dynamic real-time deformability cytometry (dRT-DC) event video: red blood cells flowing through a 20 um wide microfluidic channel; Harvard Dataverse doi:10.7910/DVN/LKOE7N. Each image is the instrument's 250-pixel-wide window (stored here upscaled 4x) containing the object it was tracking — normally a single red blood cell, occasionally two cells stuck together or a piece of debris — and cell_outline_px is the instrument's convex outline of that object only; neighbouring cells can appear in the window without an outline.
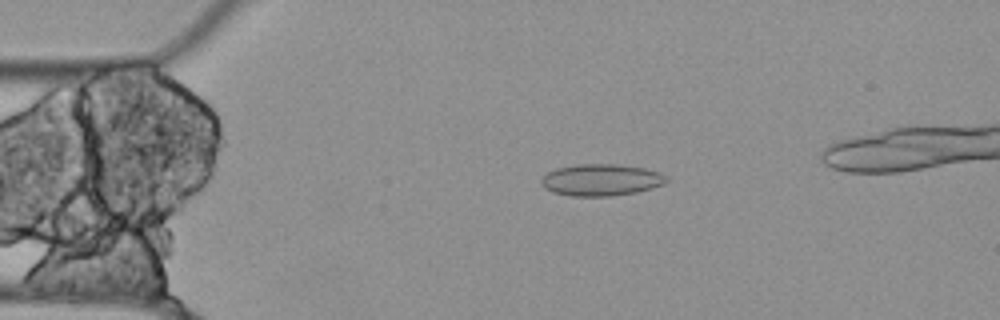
{"species": "Egyptian fruit bat (a non-hibernating species)", "species_latin": "Rousettus aegyptiacus", "temperature_condition": "cold", "stored_images_in_passage": 51, "camera_frame_rate_fps": 3000, "um_per_image_px": 0.085, "animal": {"sex": "female"}, "frame": {"image": 1, "passage_image": 11, "time_ms": 3.333, "image_size_px": [1000, 320], "cell_outline_px": [[668, 180], [664, 184], [652, 188], [636, 192], [612, 196], [572, 196], [552, 192], [544, 188], [540, 184], [540, 180], [548, 172], [556, 168], [580, 164], [616, 164], [644, 168], [668, 176]], "centroid_in_image_um": [51.08, 15.3], "position_along_channel_um": 33.9, "area_um2": 23.18}}
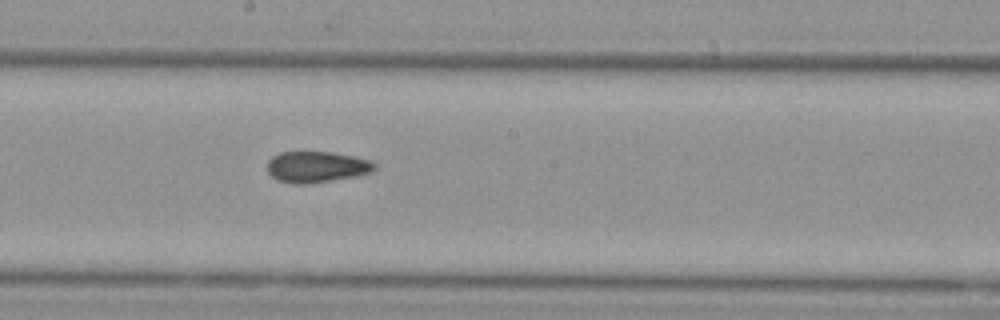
{"frame": {"image": 2, "passage_image": 29, "time_ms": 9.333, "image_size_px": [1000, 320], "cell_outline_px": [[376, 168], [372, 172], [356, 176], [308, 184], [296, 184], [276, 180], [268, 172], [268, 160], [272, 156], [280, 152], [332, 152], [372, 160], [376, 164]], "centroid_in_image_um": [26.92, 14.18], "position_along_channel_um": 221.3, "area_um2": 19.54}}
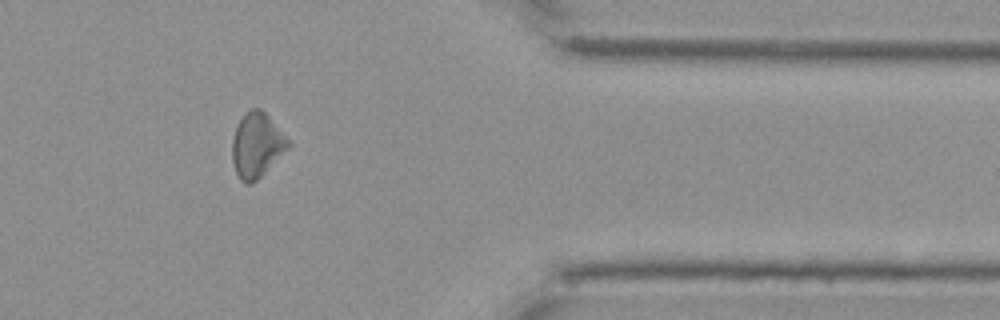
{"frame": {"image": 3, "passage_image": 45, "time_ms": 14.667, "image_size_px": [1000, 320], "cell_outline_px": [[292, 144], [252, 184], [244, 184], [240, 180], [236, 172], [232, 160], [232, 140], [236, 128], [244, 112], [252, 108], [260, 108], [268, 116]], "centroid_in_image_um": [21.8, 12.34], "position_along_channel_um": 389.6, "area_um2": 20.75}, "authors_computed_cell_mechanics": {"area_um2": 20.9236, "velocity_mm_per_s": 3.5225, "shape_relaxation_time_tau1_ms": null, "shape_relaxation_time_tau2_ms": 10.7153, "deformation_change_tau1": null, "deformation_change_tau2": 0.1808}}